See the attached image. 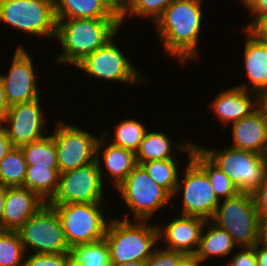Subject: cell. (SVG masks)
Instances as JSON below:
<instances>
[{
	"label": "cell",
	"mask_w": 267,
	"mask_h": 266,
	"mask_svg": "<svg viewBox=\"0 0 267 266\" xmlns=\"http://www.w3.org/2000/svg\"><path fill=\"white\" fill-rule=\"evenodd\" d=\"M203 2L174 0L153 25L165 54L183 67L201 56L199 45L203 33Z\"/></svg>",
	"instance_id": "1"
},
{
	"label": "cell",
	"mask_w": 267,
	"mask_h": 266,
	"mask_svg": "<svg viewBox=\"0 0 267 266\" xmlns=\"http://www.w3.org/2000/svg\"><path fill=\"white\" fill-rule=\"evenodd\" d=\"M121 29V19H57L54 40L61 43L62 50L54 59L60 66L74 68L86 56L117 37Z\"/></svg>",
	"instance_id": "2"
},
{
	"label": "cell",
	"mask_w": 267,
	"mask_h": 266,
	"mask_svg": "<svg viewBox=\"0 0 267 266\" xmlns=\"http://www.w3.org/2000/svg\"><path fill=\"white\" fill-rule=\"evenodd\" d=\"M111 216L105 233L110 263L145 262L159 245L157 223Z\"/></svg>",
	"instance_id": "3"
},
{
	"label": "cell",
	"mask_w": 267,
	"mask_h": 266,
	"mask_svg": "<svg viewBox=\"0 0 267 266\" xmlns=\"http://www.w3.org/2000/svg\"><path fill=\"white\" fill-rule=\"evenodd\" d=\"M210 221L226 230L238 248L254 247L263 240V221L250 193L220 200Z\"/></svg>",
	"instance_id": "4"
},
{
	"label": "cell",
	"mask_w": 267,
	"mask_h": 266,
	"mask_svg": "<svg viewBox=\"0 0 267 266\" xmlns=\"http://www.w3.org/2000/svg\"><path fill=\"white\" fill-rule=\"evenodd\" d=\"M115 190L127 210L130 209L129 212L132 213L130 216L129 212H123L122 219L150 221L155 213L167 208L168 204L171 208H176L172 195L159 186L141 165H137Z\"/></svg>",
	"instance_id": "5"
},
{
	"label": "cell",
	"mask_w": 267,
	"mask_h": 266,
	"mask_svg": "<svg viewBox=\"0 0 267 266\" xmlns=\"http://www.w3.org/2000/svg\"><path fill=\"white\" fill-rule=\"evenodd\" d=\"M197 148L237 187L239 192L252 194L265 180L267 174V156L255 152L224 147Z\"/></svg>",
	"instance_id": "6"
},
{
	"label": "cell",
	"mask_w": 267,
	"mask_h": 266,
	"mask_svg": "<svg viewBox=\"0 0 267 266\" xmlns=\"http://www.w3.org/2000/svg\"><path fill=\"white\" fill-rule=\"evenodd\" d=\"M125 51L116 43L114 36L98 50L86 56L74 68L79 72H84V76L108 83H121L127 86L148 84L146 75L129 59ZM134 64V65H133ZM147 81V82H146Z\"/></svg>",
	"instance_id": "7"
},
{
	"label": "cell",
	"mask_w": 267,
	"mask_h": 266,
	"mask_svg": "<svg viewBox=\"0 0 267 266\" xmlns=\"http://www.w3.org/2000/svg\"><path fill=\"white\" fill-rule=\"evenodd\" d=\"M0 23L30 37L54 40L57 19L53 0H0Z\"/></svg>",
	"instance_id": "8"
},
{
	"label": "cell",
	"mask_w": 267,
	"mask_h": 266,
	"mask_svg": "<svg viewBox=\"0 0 267 266\" xmlns=\"http://www.w3.org/2000/svg\"><path fill=\"white\" fill-rule=\"evenodd\" d=\"M107 203H66L50 205L58 213L64 236L70 249L105 237L110 216L106 217ZM109 217V218H108Z\"/></svg>",
	"instance_id": "9"
},
{
	"label": "cell",
	"mask_w": 267,
	"mask_h": 266,
	"mask_svg": "<svg viewBox=\"0 0 267 266\" xmlns=\"http://www.w3.org/2000/svg\"><path fill=\"white\" fill-rule=\"evenodd\" d=\"M179 175L173 200L180 195L181 215L196 216L210 220L220 200L215 195L214 189L207 174L191 159ZM184 169V171H183ZM182 193V194H181Z\"/></svg>",
	"instance_id": "10"
},
{
	"label": "cell",
	"mask_w": 267,
	"mask_h": 266,
	"mask_svg": "<svg viewBox=\"0 0 267 266\" xmlns=\"http://www.w3.org/2000/svg\"><path fill=\"white\" fill-rule=\"evenodd\" d=\"M61 119L50 133L55 143L59 173L74 170L96 160V149L100 135L92 134L73 122Z\"/></svg>",
	"instance_id": "11"
},
{
	"label": "cell",
	"mask_w": 267,
	"mask_h": 266,
	"mask_svg": "<svg viewBox=\"0 0 267 266\" xmlns=\"http://www.w3.org/2000/svg\"><path fill=\"white\" fill-rule=\"evenodd\" d=\"M18 233L26 254H70L58 213L48 203L29 218Z\"/></svg>",
	"instance_id": "12"
},
{
	"label": "cell",
	"mask_w": 267,
	"mask_h": 266,
	"mask_svg": "<svg viewBox=\"0 0 267 266\" xmlns=\"http://www.w3.org/2000/svg\"><path fill=\"white\" fill-rule=\"evenodd\" d=\"M104 184L96 160L59 174L58 188L49 205L66 203H106Z\"/></svg>",
	"instance_id": "13"
},
{
	"label": "cell",
	"mask_w": 267,
	"mask_h": 266,
	"mask_svg": "<svg viewBox=\"0 0 267 266\" xmlns=\"http://www.w3.org/2000/svg\"><path fill=\"white\" fill-rule=\"evenodd\" d=\"M26 49L23 44H18L12 54L7 74L0 73L10 106L30 102L42 96L39 91L38 72L32 54Z\"/></svg>",
	"instance_id": "14"
},
{
	"label": "cell",
	"mask_w": 267,
	"mask_h": 266,
	"mask_svg": "<svg viewBox=\"0 0 267 266\" xmlns=\"http://www.w3.org/2000/svg\"><path fill=\"white\" fill-rule=\"evenodd\" d=\"M42 97L10 106L3 127L15 147L37 141L51 132L41 106Z\"/></svg>",
	"instance_id": "15"
},
{
	"label": "cell",
	"mask_w": 267,
	"mask_h": 266,
	"mask_svg": "<svg viewBox=\"0 0 267 266\" xmlns=\"http://www.w3.org/2000/svg\"><path fill=\"white\" fill-rule=\"evenodd\" d=\"M207 220L196 216L176 215L163 225L159 222L158 240L160 246L194 256L198 250L204 225ZM162 240V241H161Z\"/></svg>",
	"instance_id": "16"
},
{
	"label": "cell",
	"mask_w": 267,
	"mask_h": 266,
	"mask_svg": "<svg viewBox=\"0 0 267 266\" xmlns=\"http://www.w3.org/2000/svg\"><path fill=\"white\" fill-rule=\"evenodd\" d=\"M209 108L224 128L250 115L260 106V95L239 86L226 87L216 93Z\"/></svg>",
	"instance_id": "17"
},
{
	"label": "cell",
	"mask_w": 267,
	"mask_h": 266,
	"mask_svg": "<svg viewBox=\"0 0 267 266\" xmlns=\"http://www.w3.org/2000/svg\"><path fill=\"white\" fill-rule=\"evenodd\" d=\"M241 29L245 35L241 59L249 84L245 82L236 86L261 95L267 90V43L253 30Z\"/></svg>",
	"instance_id": "18"
},
{
	"label": "cell",
	"mask_w": 267,
	"mask_h": 266,
	"mask_svg": "<svg viewBox=\"0 0 267 266\" xmlns=\"http://www.w3.org/2000/svg\"><path fill=\"white\" fill-rule=\"evenodd\" d=\"M96 162L103 183L105 184V182L109 180L108 182L110 185L112 184L111 187L113 186L114 189H116L138 165L134 151L111 144L103 135H101L97 144Z\"/></svg>",
	"instance_id": "19"
},
{
	"label": "cell",
	"mask_w": 267,
	"mask_h": 266,
	"mask_svg": "<svg viewBox=\"0 0 267 266\" xmlns=\"http://www.w3.org/2000/svg\"><path fill=\"white\" fill-rule=\"evenodd\" d=\"M230 125V147L267 156V115L261 106Z\"/></svg>",
	"instance_id": "20"
},
{
	"label": "cell",
	"mask_w": 267,
	"mask_h": 266,
	"mask_svg": "<svg viewBox=\"0 0 267 266\" xmlns=\"http://www.w3.org/2000/svg\"><path fill=\"white\" fill-rule=\"evenodd\" d=\"M45 204V201L26 187H7L2 230L18 231Z\"/></svg>",
	"instance_id": "21"
},
{
	"label": "cell",
	"mask_w": 267,
	"mask_h": 266,
	"mask_svg": "<svg viewBox=\"0 0 267 266\" xmlns=\"http://www.w3.org/2000/svg\"><path fill=\"white\" fill-rule=\"evenodd\" d=\"M169 136L170 135H168L167 132L162 130H148L141 141L138 150L135 152L137 164L140 165L143 162L151 160L178 159L176 157V151L191 158L197 143H194L191 139V141H185V143L181 141L182 143L176 142L175 144Z\"/></svg>",
	"instance_id": "22"
},
{
	"label": "cell",
	"mask_w": 267,
	"mask_h": 266,
	"mask_svg": "<svg viewBox=\"0 0 267 266\" xmlns=\"http://www.w3.org/2000/svg\"><path fill=\"white\" fill-rule=\"evenodd\" d=\"M56 19H120L110 0H53Z\"/></svg>",
	"instance_id": "23"
},
{
	"label": "cell",
	"mask_w": 267,
	"mask_h": 266,
	"mask_svg": "<svg viewBox=\"0 0 267 266\" xmlns=\"http://www.w3.org/2000/svg\"><path fill=\"white\" fill-rule=\"evenodd\" d=\"M232 236L224 229L207 220L200 239L198 250L194 257L205 265L207 260L213 258L230 257L237 249ZM205 262V263H204Z\"/></svg>",
	"instance_id": "24"
},
{
	"label": "cell",
	"mask_w": 267,
	"mask_h": 266,
	"mask_svg": "<svg viewBox=\"0 0 267 266\" xmlns=\"http://www.w3.org/2000/svg\"><path fill=\"white\" fill-rule=\"evenodd\" d=\"M119 121L112 129L113 136L108 137L109 126L101 131L102 135L111 144L136 152L149 128L141 120L132 117L131 119L128 117L126 119L123 118Z\"/></svg>",
	"instance_id": "25"
},
{
	"label": "cell",
	"mask_w": 267,
	"mask_h": 266,
	"mask_svg": "<svg viewBox=\"0 0 267 266\" xmlns=\"http://www.w3.org/2000/svg\"><path fill=\"white\" fill-rule=\"evenodd\" d=\"M59 169L27 167L24 186L48 203L58 188Z\"/></svg>",
	"instance_id": "26"
},
{
	"label": "cell",
	"mask_w": 267,
	"mask_h": 266,
	"mask_svg": "<svg viewBox=\"0 0 267 266\" xmlns=\"http://www.w3.org/2000/svg\"><path fill=\"white\" fill-rule=\"evenodd\" d=\"M191 159L207 174L219 200L236 196L239 191L231 179L218 169L198 148L192 152Z\"/></svg>",
	"instance_id": "27"
},
{
	"label": "cell",
	"mask_w": 267,
	"mask_h": 266,
	"mask_svg": "<svg viewBox=\"0 0 267 266\" xmlns=\"http://www.w3.org/2000/svg\"><path fill=\"white\" fill-rule=\"evenodd\" d=\"M27 167H46L59 169L57 151L51 134L20 147Z\"/></svg>",
	"instance_id": "28"
},
{
	"label": "cell",
	"mask_w": 267,
	"mask_h": 266,
	"mask_svg": "<svg viewBox=\"0 0 267 266\" xmlns=\"http://www.w3.org/2000/svg\"><path fill=\"white\" fill-rule=\"evenodd\" d=\"M177 162L180 161L177 159L151 160L140 165L159 186L173 195L181 172L179 171L181 166Z\"/></svg>",
	"instance_id": "29"
},
{
	"label": "cell",
	"mask_w": 267,
	"mask_h": 266,
	"mask_svg": "<svg viewBox=\"0 0 267 266\" xmlns=\"http://www.w3.org/2000/svg\"><path fill=\"white\" fill-rule=\"evenodd\" d=\"M72 266H109V249L105 239L70 249Z\"/></svg>",
	"instance_id": "30"
},
{
	"label": "cell",
	"mask_w": 267,
	"mask_h": 266,
	"mask_svg": "<svg viewBox=\"0 0 267 266\" xmlns=\"http://www.w3.org/2000/svg\"><path fill=\"white\" fill-rule=\"evenodd\" d=\"M26 169L23 151L15 147L0 161V184L6 187L24 186Z\"/></svg>",
	"instance_id": "31"
},
{
	"label": "cell",
	"mask_w": 267,
	"mask_h": 266,
	"mask_svg": "<svg viewBox=\"0 0 267 266\" xmlns=\"http://www.w3.org/2000/svg\"><path fill=\"white\" fill-rule=\"evenodd\" d=\"M174 0H132L120 13L122 27L126 23L125 21L133 17H142V19L148 18L155 24V22L162 16L164 10Z\"/></svg>",
	"instance_id": "32"
},
{
	"label": "cell",
	"mask_w": 267,
	"mask_h": 266,
	"mask_svg": "<svg viewBox=\"0 0 267 266\" xmlns=\"http://www.w3.org/2000/svg\"><path fill=\"white\" fill-rule=\"evenodd\" d=\"M25 256L18 231L0 230V266H23Z\"/></svg>",
	"instance_id": "33"
},
{
	"label": "cell",
	"mask_w": 267,
	"mask_h": 266,
	"mask_svg": "<svg viewBox=\"0 0 267 266\" xmlns=\"http://www.w3.org/2000/svg\"><path fill=\"white\" fill-rule=\"evenodd\" d=\"M23 266H72L70 254L28 253Z\"/></svg>",
	"instance_id": "34"
},
{
	"label": "cell",
	"mask_w": 267,
	"mask_h": 266,
	"mask_svg": "<svg viewBox=\"0 0 267 266\" xmlns=\"http://www.w3.org/2000/svg\"><path fill=\"white\" fill-rule=\"evenodd\" d=\"M186 257L182 252L167 250L158 245L145 261V266H179Z\"/></svg>",
	"instance_id": "35"
},
{
	"label": "cell",
	"mask_w": 267,
	"mask_h": 266,
	"mask_svg": "<svg viewBox=\"0 0 267 266\" xmlns=\"http://www.w3.org/2000/svg\"><path fill=\"white\" fill-rule=\"evenodd\" d=\"M243 8L251 15L252 20L245 23L243 29L254 30L261 22L267 19V0H238Z\"/></svg>",
	"instance_id": "36"
},
{
	"label": "cell",
	"mask_w": 267,
	"mask_h": 266,
	"mask_svg": "<svg viewBox=\"0 0 267 266\" xmlns=\"http://www.w3.org/2000/svg\"><path fill=\"white\" fill-rule=\"evenodd\" d=\"M234 251L237 252H233L231 259H227L225 261L227 263L220 264V266H258L254 247L237 248Z\"/></svg>",
	"instance_id": "37"
},
{
	"label": "cell",
	"mask_w": 267,
	"mask_h": 266,
	"mask_svg": "<svg viewBox=\"0 0 267 266\" xmlns=\"http://www.w3.org/2000/svg\"><path fill=\"white\" fill-rule=\"evenodd\" d=\"M255 206L262 221H267V174L264 182L252 193Z\"/></svg>",
	"instance_id": "38"
},
{
	"label": "cell",
	"mask_w": 267,
	"mask_h": 266,
	"mask_svg": "<svg viewBox=\"0 0 267 266\" xmlns=\"http://www.w3.org/2000/svg\"><path fill=\"white\" fill-rule=\"evenodd\" d=\"M15 146L9 139L8 133L3 126H0V161L11 151H13Z\"/></svg>",
	"instance_id": "39"
},
{
	"label": "cell",
	"mask_w": 267,
	"mask_h": 266,
	"mask_svg": "<svg viewBox=\"0 0 267 266\" xmlns=\"http://www.w3.org/2000/svg\"><path fill=\"white\" fill-rule=\"evenodd\" d=\"M10 105L7 101L5 89L0 79V126H3Z\"/></svg>",
	"instance_id": "40"
},
{
	"label": "cell",
	"mask_w": 267,
	"mask_h": 266,
	"mask_svg": "<svg viewBox=\"0 0 267 266\" xmlns=\"http://www.w3.org/2000/svg\"><path fill=\"white\" fill-rule=\"evenodd\" d=\"M254 248L258 266H267V244L261 241Z\"/></svg>",
	"instance_id": "41"
},
{
	"label": "cell",
	"mask_w": 267,
	"mask_h": 266,
	"mask_svg": "<svg viewBox=\"0 0 267 266\" xmlns=\"http://www.w3.org/2000/svg\"><path fill=\"white\" fill-rule=\"evenodd\" d=\"M6 190L7 187L0 184V230H2V217L6 199Z\"/></svg>",
	"instance_id": "42"
},
{
	"label": "cell",
	"mask_w": 267,
	"mask_h": 266,
	"mask_svg": "<svg viewBox=\"0 0 267 266\" xmlns=\"http://www.w3.org/2000/svg\"><path fill=\"white\" fill-rule=\"evenodd\" d=\"M253 31L267 43V19L261 22Z\"/></svg>",
	"instance_id": "43"
},
{
	"label": "cell",
	"mask_w": 267,
	"mask_h": 266,
	"mask_svg": "<svg viewBox=\"0 0 267 266\" xmlns=\"http://www.w3.org/2000/svg\"><path fill=\"white\" fill-rule=\"evenodd\" d=\"M179 266H205L200 263L194 256H187Z\"/></svg>",
	"instance_id": "44"
},
{
	"label": "cell",
	"mask_w": 267,
	"mask_h": 266,
	"mask_svg": "<svg viewBox=\"0 0 267 266\" xmlns=\"http://www.w3.org/2000/svg\"><path fill=\"white\" fill-rule=\"evenodd\" d=\"M112 6L120 13L132 0H110Z\"/></svg>",
	"instance_id": "45"
},
{
	"label": "cell",
	"mask_w": 267,
	"mask_h": 266,
	"mask_svg": "<svg viewBox=\"0 0 267 266\" xmlns=\"http://www.w3.org/2000/svg\"><path fill=\"white\" fill-rule=\"evenodd\" d=\"M260 106L264 109L267 115V90L260 95Z\"/></svg>",
	"instance_id": "46"
},
{
	"label": "cell",
	"mask_w": 267,
	"mask_h": 266,
	"mask_svg": "<svg viewBox=\"0 0 267 266\" xmlns=\"http://www.w3.org/2000/svg\"><path fill=\"white\" fill-rule=\"evenodd\" d=\"M109 266H145V262L133 261V262L123 263V264L110 263Z\"/></svg>",
	"instance_id": "47"
},
{
	"label": "cell",
	"mask_w": 267,
	"mask_h": 266,
	"mask_svg": "<svg viewBox=\"0 0 267 266\" xmlns=\"http://www.w3.org/2000/svg\"><path fill=\"white\" fill-rule=\"evenodd\" d=\"M263 242L267 244V221L263 222Z\"/></svg>",
	"instance_id": "48"
}]
</instances>
